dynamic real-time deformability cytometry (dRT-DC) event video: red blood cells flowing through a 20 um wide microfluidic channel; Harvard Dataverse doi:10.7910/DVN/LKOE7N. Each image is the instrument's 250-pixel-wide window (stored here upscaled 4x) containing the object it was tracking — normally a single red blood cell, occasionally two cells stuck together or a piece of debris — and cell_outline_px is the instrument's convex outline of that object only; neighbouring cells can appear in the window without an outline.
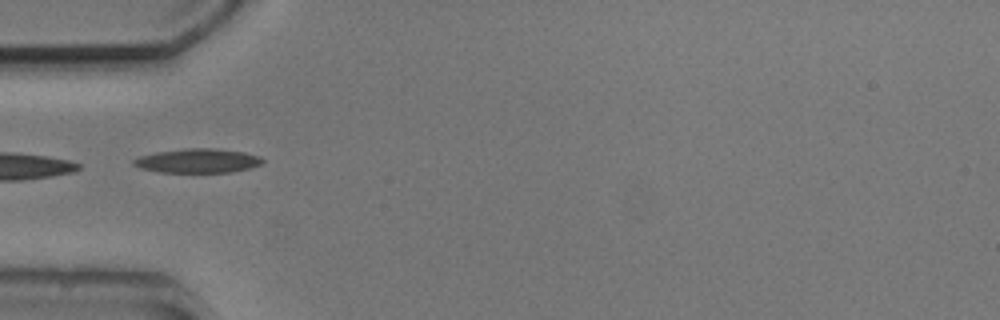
{"species": "common noctule bat (a hibernating species)", "species_latin": "Nyctalus noctula", "temperature_condition": "cold", "stored_images_in_passage": 4, "camera_frame_rate_fps": 3000, "um_per_image_px": 0.085, "animal": {"sex": "male", "body_mass_g": 20.5, "forearm_length_mm": 52.5}, "frame": {"image": 1, "passage_image": 4, "time_ms": 3.667, "image_size_px": [1000, 320], "cell_outline_px": [[264, 160], [260, 164], [248, 168], [232, 172], [160, 172], [140, 168], [132, 164], [132, 160], [140, 156], [156, 152], [184, 148], [212, 148], [244, 152], [260, 156]], "centroid_in_image_um": [16.78, 13.66], "position_along_channel_um": 68.2, "area_um2": 18.09}}